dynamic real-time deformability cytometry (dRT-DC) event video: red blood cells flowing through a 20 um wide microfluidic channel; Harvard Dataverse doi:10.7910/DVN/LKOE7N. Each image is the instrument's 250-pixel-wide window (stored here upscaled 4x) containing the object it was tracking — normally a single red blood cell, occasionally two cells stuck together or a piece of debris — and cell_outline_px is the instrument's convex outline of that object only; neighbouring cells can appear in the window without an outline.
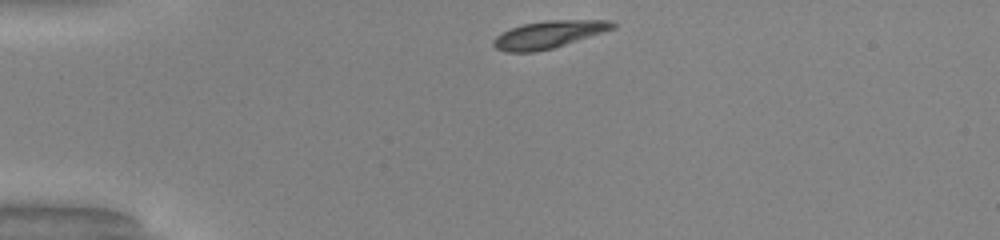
{"species": "common noctule bat (a hibernating species)", "species_latin": "Nyctalus noctula", "temperature_condition": "warm", "stored_images_in_passage": 32, "camera_frame_rate_fps": 3000, "um_per_image_px": 0.085, "animal": {"sex": "male", "body_mass_g": 20.0, "forearm_length_mm": 53.3}, "frame": {"image": 1, "passage_image": 1, "time_ms": 0.0, "image_size_px": [1000, 240], "cell_outline_px": [[616, 28], [552, 48], [536, 52], [508, 52], [496, 48], [492, 44], [492, 40], [496, 36], [512, 28], [524, 24], [548, 20], [612, 20], [616, 24]], "centroid_in_image_um": [46.65, 2.93], "position_along_channel_um": 38.3, "area_um2": 18.79}}
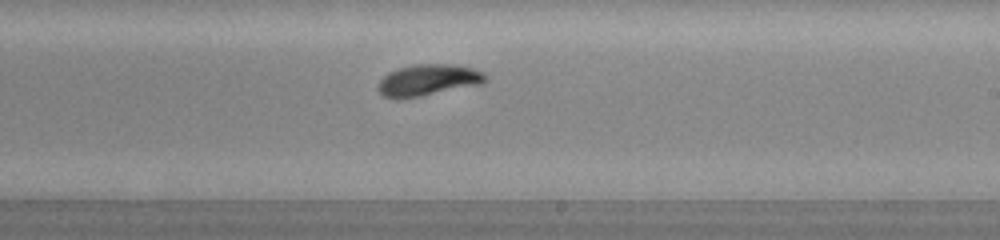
{"frame": {"image": 2, "passage_image": 20, "time_ms": 6.333, "image_size_px": [1000, 240], "cell_outline_px": [[488, 80], [480, 84], [400, 100], [392, 100], [384, 96], [376, 88], [380, 80], [388, 72], [400, 68], [416, 64], [448, 64], [472, 68], [484, 72], [488, 76]], "centroid_in_image_um": [36.36, 6.82], "position_along_channel_um": 252.6, "area_um2": 19.71}}
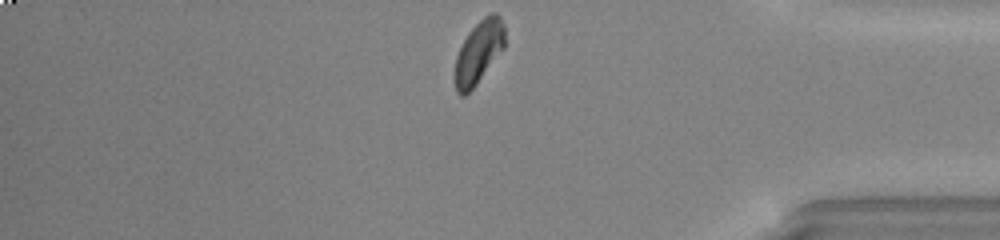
{"frame": {"image": 3, "passage_image": 32, "time_ms": 10.333, "image_size_px": [1000, 240], "cell_outline_px": [[504, 48], [476, 84], [464, 96], [460, 96], [456, 92], [452, 80], [452, 76], [456, 56], [468, 32], [484, 16], [492, 12], [496, 12], [500, 16], [504, 28]], "centroid_in_image_um": [40.64, 4.47], "position_along_channel_um": 394.6, "area_um2": 18.44}, "authors_computed_cell_mechanics": {"area_um2": 18.785, "velocity_mm_per_s": 4.093, "shape_relaxation_time_tau1_ms": 3.7118, "shape_relaxation_time_tau2_ms": 0.8944, "deformation_change_tau1": 0.1832, "deformation_change_tau2": 0.0461}}